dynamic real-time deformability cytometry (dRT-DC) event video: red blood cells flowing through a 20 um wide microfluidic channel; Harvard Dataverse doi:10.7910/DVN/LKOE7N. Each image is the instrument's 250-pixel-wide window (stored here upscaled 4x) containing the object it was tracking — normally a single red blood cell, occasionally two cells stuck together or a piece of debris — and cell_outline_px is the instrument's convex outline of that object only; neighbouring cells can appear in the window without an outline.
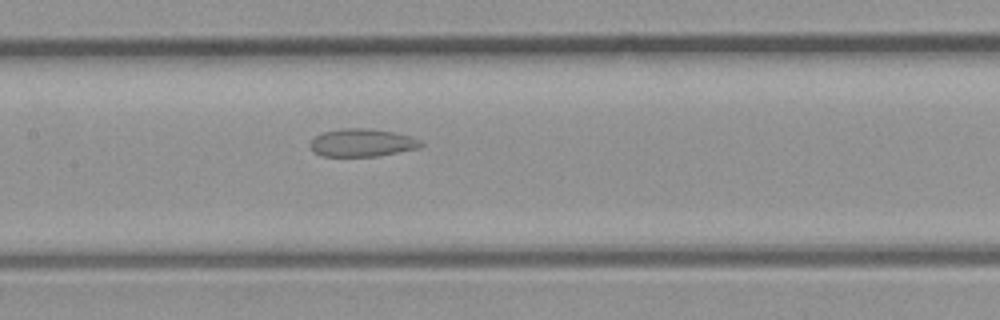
{"species": "common noctule bat (a hibernating species)", "species_latin": "Nyctalus noctula", "temperature_condition": "room temperature", "stored_images_in_passage": 23, "camera_frame_rate_fps": 3000, "um_per_image_px": 0.085, "animal": {"sex": "male", "body_mass_g": 23.1, "forearm_length_mm": 52.7}, "frame": {"image": 1, "passage_image": 8, "time_ms": 2.333, "image_size_px": [1000, 320], "cell_outline_px": [[424, 144], [420, 148], [380, 156], [320, 156], [312, 152], [312, 140], [316, 136], [324, 132], [344, 128], [364, 128], [392, 132], [408, 136], [420, 140]], "centroid_in_image_um": [30.79, 12.15], "position_along_channel_um": 176.6, "area_um2": 17.8}}
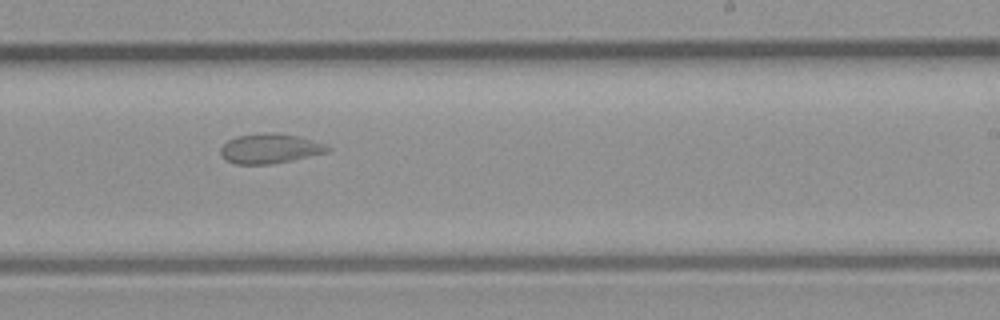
{"frame": {"image": 2, "passage_image": 13, "time_ms": 4.0, "image_size_px": [1000, 320], "cell_outline_px": [[332, 148], [328, 152], [292, 160], [272, 164], [236, 164], [224, 160], [220, 152], [220, 148], [228, 140], [236, 136], [264, 132], [276, 132], [300, 136], [324, 144]], "centroid_in_image_um": [22.93, 12.62], "position_along_channel_um": 266.1, "area_um2": 18.73}}
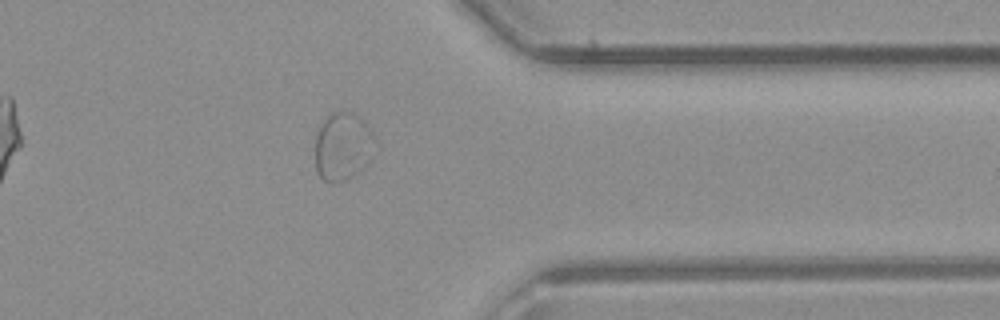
{"frame": {"image": 3, "passage_image": 20, "time_ms": 6.333, "image_size_px": [1000, 320], "cell_outline_px": [[372, 136], [352, 176], [344, 180], [332, 184], [324, 180], [316, 172], [316, 132], [324, 120], [332, 112], [352, 112], [360, 116], [364, 120], [372, 132]], "centroid_in_image_um": [28.97, 12.38], "position_along_channel_um": 382.4, "area_um2": 21.85}}